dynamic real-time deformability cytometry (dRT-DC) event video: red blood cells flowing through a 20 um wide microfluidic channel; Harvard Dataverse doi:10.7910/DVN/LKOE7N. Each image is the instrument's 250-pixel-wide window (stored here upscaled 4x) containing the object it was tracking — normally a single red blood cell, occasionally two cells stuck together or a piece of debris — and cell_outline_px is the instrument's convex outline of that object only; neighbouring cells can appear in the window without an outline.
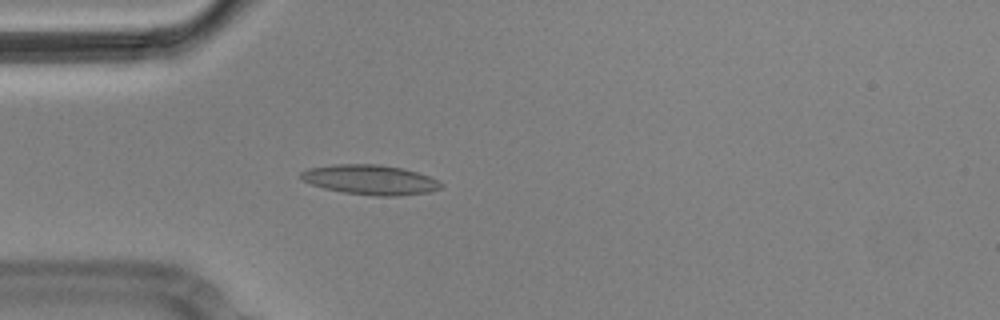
{"species": "Egyptian fruit bat (a non-hibernating species)", "species_latin": "Rousettus aegyptiacus", "temperature_condition": "cold", "stored_images_in_passage": 4, "camera_frame_rate_fps": 3000, "um_per_image_px": 0.085, "animal": {"sex": "male"}, "frame": {"image": 1, "passage_image": 4, "time_ms": 1.0, "image_size_px": [1000, 320], "cell_outline_px": [[444, 184], [440, 188], [428, 192], [396, 196], [376, 196], [344, 192], [324, 188], [312, 184], [304, 180], [300, 176], [300, 172], [308, 168], [332, 164], [380, 164], [400, 168], [416, 172], [428, 176]], "centroid_in_image_um": [31.45, 15.27], "position_along_channel_um": 53.6, "area_um2": 24.1}}